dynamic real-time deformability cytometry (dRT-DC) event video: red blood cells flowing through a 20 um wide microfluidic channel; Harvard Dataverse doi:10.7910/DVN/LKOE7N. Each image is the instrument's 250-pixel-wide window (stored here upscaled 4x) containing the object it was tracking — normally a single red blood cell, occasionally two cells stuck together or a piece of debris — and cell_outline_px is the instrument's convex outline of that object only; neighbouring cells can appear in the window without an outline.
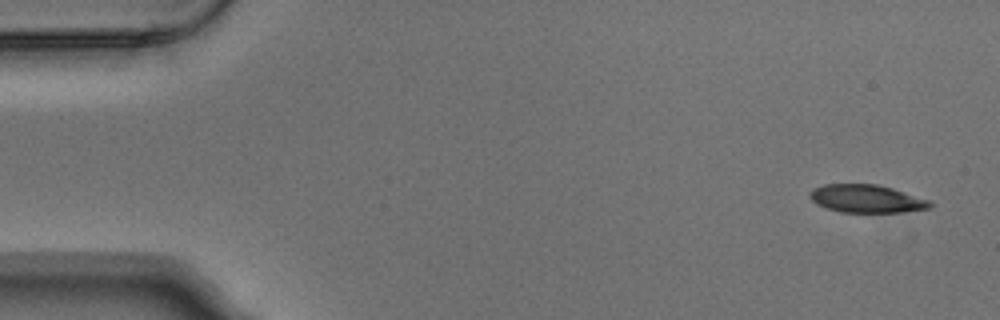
{"species": "Egyptian fruit bat (a non-hibernating species)", "species_latin": "Rousettus aegyptiacus", "temperature_condition": "warm", "stored_images_in_passage": 4, "camera_frame_rate_fps": 3000, "um_per_image_px": 0.085, "animal": {"sex": "male"}, "frame": {"image": 1, "passage_image": 1, "time_ms": 0.0, "image_size_px": [1000, 320], "cell_outline_px": [[932, 204], [928, 208], [904, 212], [840, 212], [816, 204], [808, 196], [808, 192], [812, 188], [824, 184], [876, 184], [892, 188], [928, 200]], "centroid_in_image_um": [73.58, 16.88], "position_along_channel_um": 11.4, "area_um2": 19.48}}
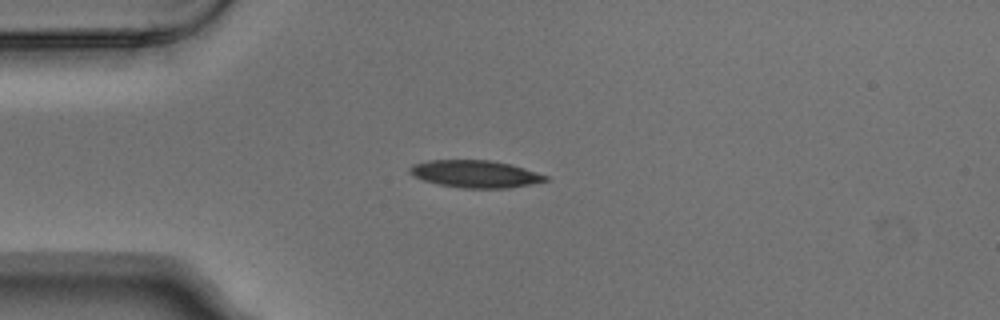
{"frame": {"image": 2, "passage_image": 4, "time_ms": 1.0, "image_size_px": [1000, 320], "cell_outline_px": [[548, 180], [508, 188], [464, 188], [440, 184], [424, 180], [412, 176], [408, 172], [408, 168], [412, 164], [428, 160], [492, 160], [512, 164], [548, 176]], "centroid_in_image_um": [40.36, 14.77], "position_along_channel_um": 44.6, "area_um2": 21.56}}